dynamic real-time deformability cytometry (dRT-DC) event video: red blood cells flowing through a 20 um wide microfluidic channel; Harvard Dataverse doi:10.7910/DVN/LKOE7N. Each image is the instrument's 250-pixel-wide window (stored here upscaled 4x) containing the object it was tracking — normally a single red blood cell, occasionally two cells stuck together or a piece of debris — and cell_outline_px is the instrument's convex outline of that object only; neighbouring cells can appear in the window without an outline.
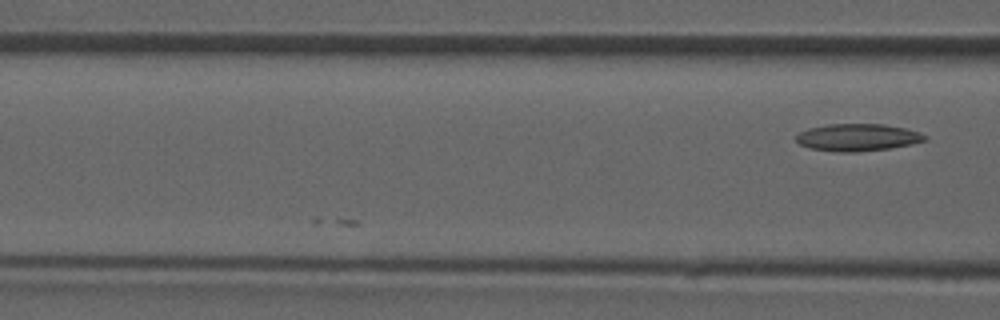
{"species": "common noctule bat (a hibernating species)", "species_latin": "Nyctalus noctula", "temperature_condition": "room temperature", "stored_images_in_passage": 8, "camera_frame_rate_fps": 3000, "um_per_image_px": 0.085, "animal": {"sex": "male", "forearm_length_mm": 52.5}, "frame": {"image": 1, "passage_image": 8, "time_ms": 8.0, "image_size_px": [1000, 320], "cell_outline_px": [[928, 140], [912, 144], [888, 148], [856, 152], [840, 152], [808, 148], [800, 144], [796, 140], [796, 136], [800, 132], [808, 128], [828, 124], [884, 124], [904, 128], [920, 132], [928, 136]], "centroid_in_image_um": [72.91, 11.67], "position_along_channel_um": 93.7, "area_um2": 20.46}}